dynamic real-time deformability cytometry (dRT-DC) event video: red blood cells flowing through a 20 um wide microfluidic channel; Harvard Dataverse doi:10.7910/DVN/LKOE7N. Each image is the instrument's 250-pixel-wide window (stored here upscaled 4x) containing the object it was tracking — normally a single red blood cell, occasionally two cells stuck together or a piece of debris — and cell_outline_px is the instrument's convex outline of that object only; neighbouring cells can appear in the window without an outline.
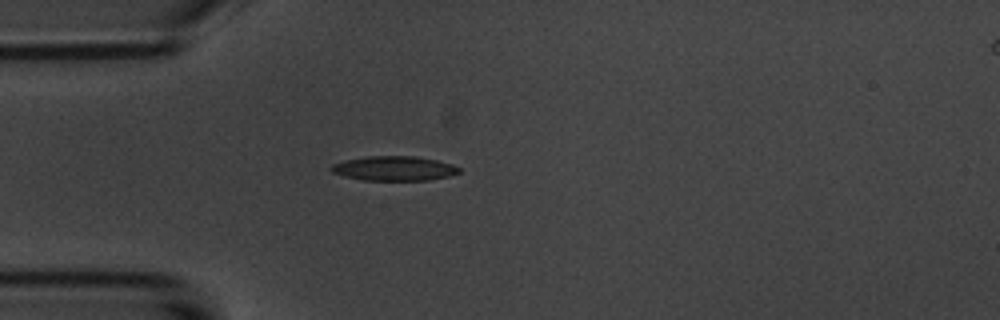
{"species": "common noctule bat (a hibernating species)", "species_latin": "Nyctalus noctula", "temperature_condition": "room temperature", "stored_images_in_passage": 1, "camera_frame_rate_fps": 3000, "um_per_image_px": 0.085, "animal": {"sex": "male", "body_mass_g": 20.1, "forearm_length_mm": 53.5}, "frame": {"image": 1, "passage_image": 1, "time_ms": 0.0, "image_size_px": [1000, 320], "cell_outline_px": [[460, 172], [448, 176], [428, 180], [360, 180], [344, 176], [332, 172], [332, 164], [344, 160], [364, 156], [416, 156], [436, 160], [452, 164], [460, 168]], "centroid_in_image_um": [33.49, 14.31], "position_along_channel_um": 51.5, "area_um2": 18.26}}